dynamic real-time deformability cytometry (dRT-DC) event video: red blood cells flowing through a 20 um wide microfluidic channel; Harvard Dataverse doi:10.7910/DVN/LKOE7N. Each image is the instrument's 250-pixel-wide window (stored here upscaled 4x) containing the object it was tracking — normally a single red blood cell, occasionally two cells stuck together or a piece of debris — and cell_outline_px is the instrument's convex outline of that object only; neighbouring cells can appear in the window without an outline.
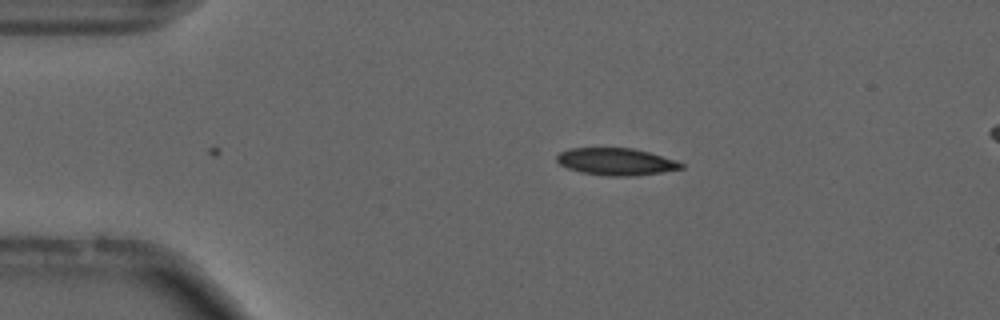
{"species": "common noctule bat (a hibernating species)", "species_latin": "Nyctalus noctula", "temperature_condition": "cold", "stored_images_in_passage": 25, "camera_frame_rate_fps": 3000, "um_per_image_px": 0.085, "animal": {"sex": "male", "forearm_length_mm": 52.5}, "frame": {"image": 1, "passage_image": 1, "time_ms": 0.0, "image_size_px": [1000, 320], "cell_outline_px": [[684, 168], [660, 172], [632, 176], [608, 176], [580, 172], [568, 168], [560, 164], [556, 160], [556, 156], [560, 152], [568, 148], [632, 148], [648, 152], [676, 160], [684, 164]], "centroid_in_image_um": [52.34, 13.74], "position_along_channel_um": 32.7, "area_um2": 19.59}}